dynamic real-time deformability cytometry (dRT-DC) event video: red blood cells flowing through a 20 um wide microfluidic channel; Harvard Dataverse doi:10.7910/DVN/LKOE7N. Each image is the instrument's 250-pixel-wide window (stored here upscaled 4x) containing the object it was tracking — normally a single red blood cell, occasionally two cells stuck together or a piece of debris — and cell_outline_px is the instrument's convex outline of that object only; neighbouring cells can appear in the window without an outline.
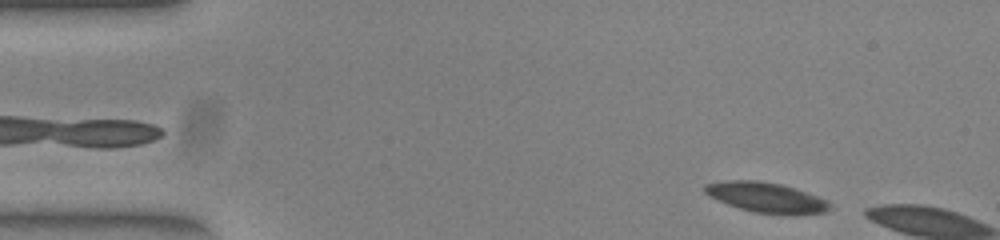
{"species": "common noctule bat (a hibernating species)", "species_latin": "Nyctalus noctula", "temperature_condition": "warm", "stored_images_in_passage": 6, "camera_frame_rate_fps": 3000, "um_per_image_px": 0.085, "animal": {"sex": "female", "body_mass_g": 23.0, "forearm_length_mm": 53.4}, "frame": {"image": 1, "passage_image": 2, "time_ms": 0.333, "image_size_px": [1000, 240], "cell_outline_px": [[832, 204], [824, 212], [756, 212], [740, 208], [728, 204], [704, 192], [704, 184], [732, 180], [752, 180], [780, 184], [796, 188], [828, 200]], "centroid_in_image_um": [65.1, 16.73], "position_along_channel_um": 19.9, "area_um2": 20.81}}